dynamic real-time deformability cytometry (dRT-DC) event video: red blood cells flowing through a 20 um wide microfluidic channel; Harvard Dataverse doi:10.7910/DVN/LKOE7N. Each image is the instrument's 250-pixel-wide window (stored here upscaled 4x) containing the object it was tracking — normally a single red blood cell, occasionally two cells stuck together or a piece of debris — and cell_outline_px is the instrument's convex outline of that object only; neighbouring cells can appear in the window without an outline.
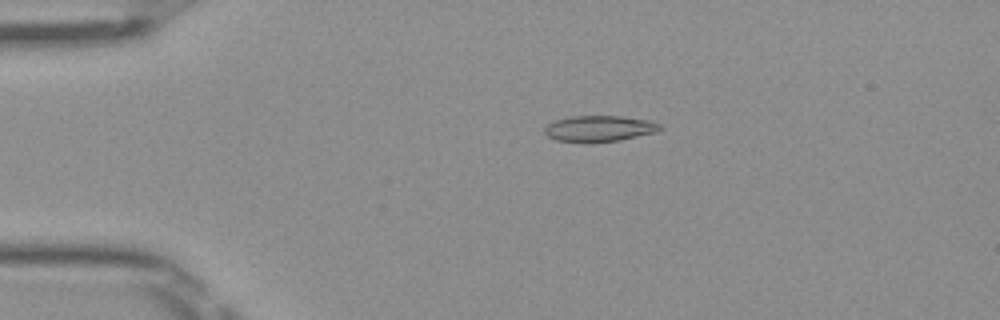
{"species": "Egyptian fruit bat (a non-hibernating species)", "species_latin": "Rousettus aegyptiacus", "temperature_condition": "room temperature", "stored_images_in_passage": 51, "camera_frame_rate_fps": 3000, "um_per_image_px": 0.085, "frame": {"image": 1, "passage_image": 11, "time_ms": 3.333, "image_size_px": [1000, 320], "cell_outline_px": [[660, 128], [656, 132], [620, 140], [588, 144], [556, 140], [548, 136], [544, 132], [544, 128], [548, 124], [556, 120], [568, 116], [620, 116], [648, 120], [660, 124]], "centroid_in_image_um": [50.89, 10.95], "position_along_channel_um": 34.1, "area_um2": 17.69}}
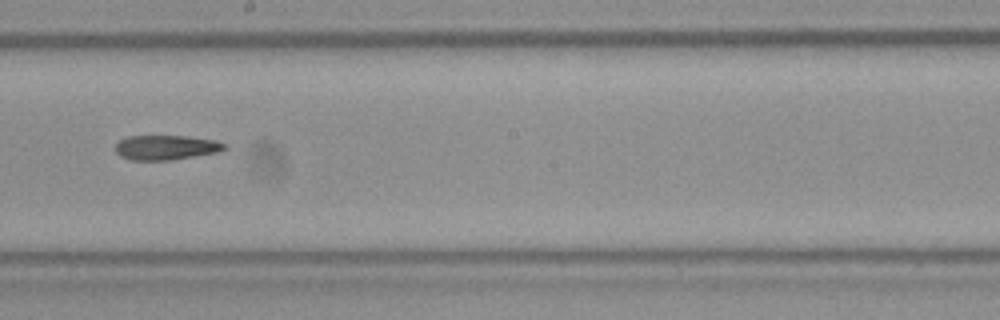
{"frame": {"image": 2, "passage_image": 29, "time_ms": 9.333, "image_size_px": [1000, 320], "cell_outline_px": [[228, 148], [216, 152], [172, 160], [132, 160], [120, 156], [116, 152], [116, 144], [120, 140], [128, 136], [188, 136], [216, 140], [224, 144]], "centroid_in_image_um": [14.1, 12.53], "position_along_channel_um": 234.1, "area_um2": 15.61}}
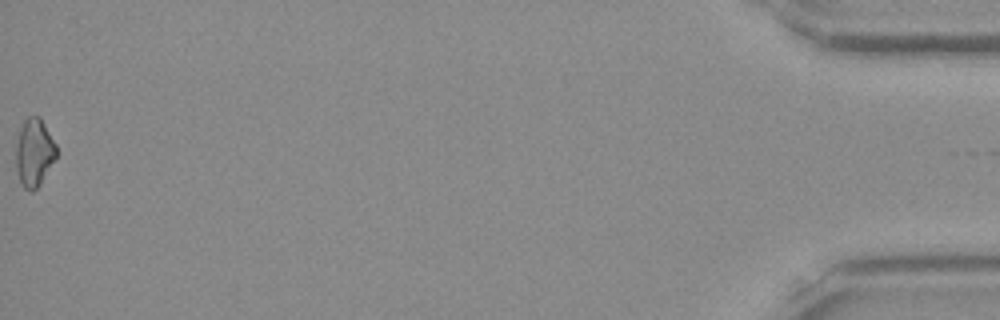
{"frame": {"image": 3, "passage_image": 51, "time_ms": 16.667, "image_size_px": [1000, 320], "cell_outline_px": [[56, 156], [40, 184], [32, 192], [28, 192], [20, 184], [16, 168], [16, 144], [20, 128], [24, 120], [28, 116], [40, 116], [56, 144]], "centroid_in_image_um": [2.89, 12.97], "position_along_channel_um": 432.3, "area_um2": 16.01}}